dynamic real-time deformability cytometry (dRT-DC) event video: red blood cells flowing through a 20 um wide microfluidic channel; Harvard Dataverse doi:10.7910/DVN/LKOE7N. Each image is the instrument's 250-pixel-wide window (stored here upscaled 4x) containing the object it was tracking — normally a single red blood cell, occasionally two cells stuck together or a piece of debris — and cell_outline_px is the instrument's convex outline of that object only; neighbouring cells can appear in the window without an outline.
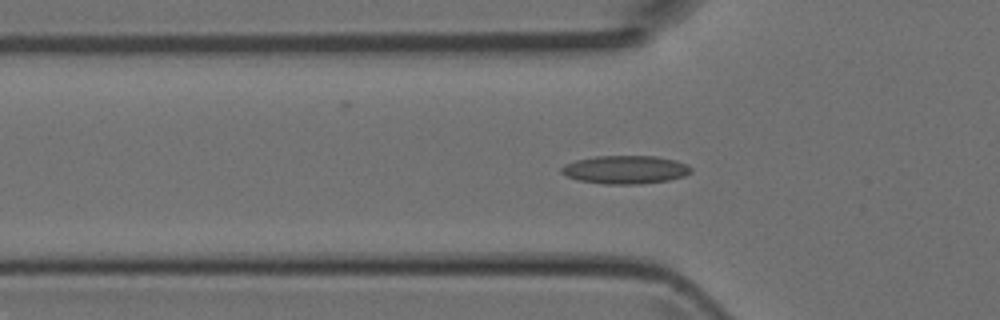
{"species": "Egyptian fruit bat (a non-hibernating species)", "species_latin": "Rousettus aegyptiacus", "temperature_condition": "room temperature", "stored_images_in_passage": 44, "camera_frame_rate_fps": 3000, "um_per_image_px": 0.085, "animal": {"sex": "female"}, "frame": {"image": 1, "passage_image": 15, "time_ms": 4.667, "image_size_px": [1000, 320], "cell_outline_px": [[692, 172], [684, 176], [668, 180], [640, 184], [604, 184], [576, 180], [560, 172], [560, 168], [564, 164], [576, 160], [596, 156], [656, 156], [676, 160], [688, 164], [692, 168]], "centroid_in_image_um": [53.16, 14.42], "position_along_channel_um": 72.6, "area_um2": 21.5}}
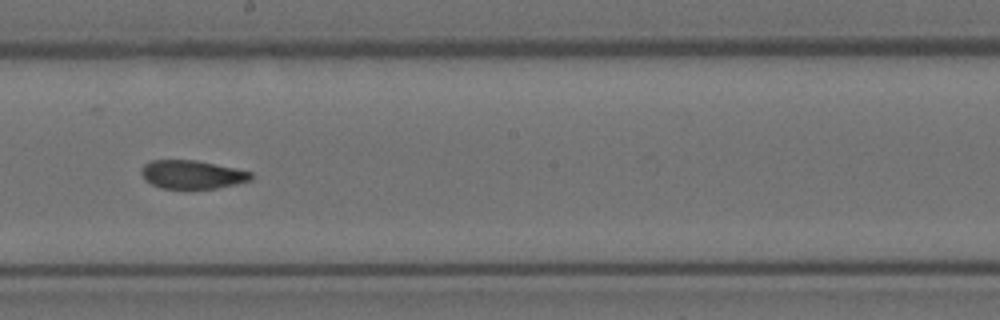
{"frame": {"image": 2, "passage_image": 26, "time_ms": 8.333, "image_size_px": [1000, 320], "cell_outline_px": [[252, 176], [248, 180], [236, 184], [216, 188], [160, 188], [152, 184], [140, 172], [140, 168], [144, 164], [152, 160], [196, 160], [236, 168], [252, 172]], "centroid_in_image_um": [16.32, 14.82], "position_along_channel_um": 231.9, "area_um2": 17.98}}
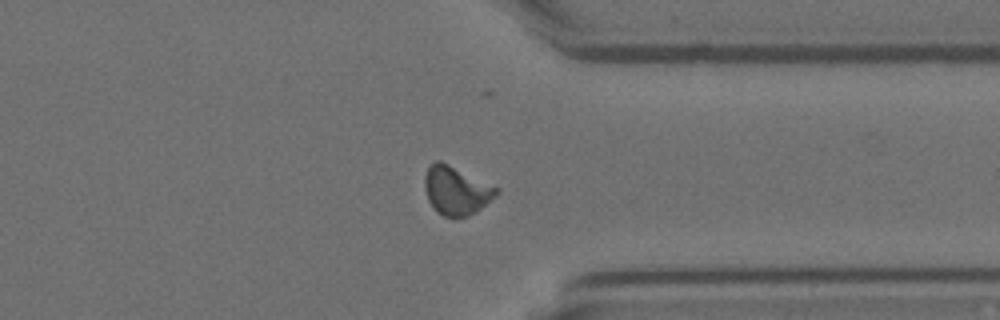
{"frame": {"image": 3, "passage_image": 36, "time_ms": 11.667, "image_size_px": [1000, 320], "cell_outline_px": [[500, 192], [496, 196], [476, 212], [468, 216], [444, 216], [436, 212], [428, 200], [424, 188], [424, 176], [428, 168], [436, 160], [440, 160], [500, 188]], "centroid_in_image_um": [38.79, 16.19], "position_along_channel_um": 372.6, "area_um2": 20.29}}